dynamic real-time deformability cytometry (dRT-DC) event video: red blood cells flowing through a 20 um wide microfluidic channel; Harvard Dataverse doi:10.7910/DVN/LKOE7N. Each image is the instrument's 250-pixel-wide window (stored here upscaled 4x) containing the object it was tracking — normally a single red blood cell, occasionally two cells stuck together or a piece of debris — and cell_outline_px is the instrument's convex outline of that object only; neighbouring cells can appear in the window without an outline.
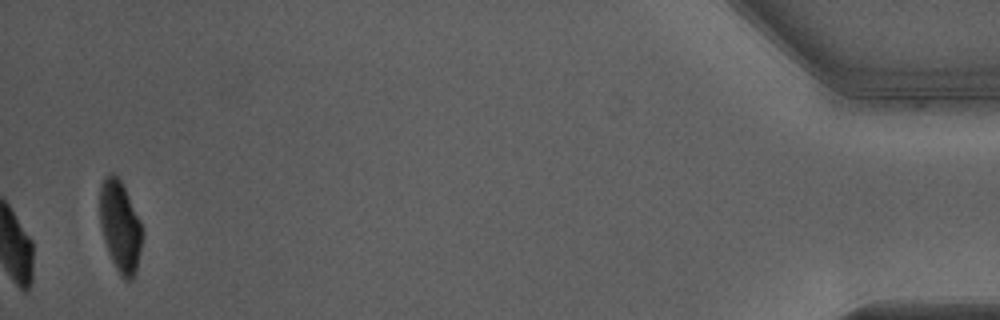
{"species": "Egyptian fruit bat (a non-hibernating species)", "species_latin": "Rousettus aegyptiacus", "temperature_condition": "warm", "stored_images_in_passage": 52, "camera_frame_rate_fps": 3000, "um_per_image_px": 0.085, "animal": {"sex": "male"}, "frame": {"image": 1, "passage_image": 52, "time_ms": 17.0, "image_size_px": [1000, 320], "cell_outline_px": [[140, 248], [136, 268], [132, 280], [124, 280], [120, 276], [108, 252], [104, 240], [100, 224], [100, 184], [112, 172], [120, 180], [124, 188], [140, 224]], "centroid_in_image_um": [10.16, 19.27], "position_along_channel_um": 425.0, "area_um2": 21.56}, "authors_computed_cell_mechanics": {"area_um2": 24.3627, "velocity_mm_per_s": 3.8063, "shape_relaxation_time_tau1_ms": 2.2128, "shape_relaxation_time_tau2_ms": null, "deformation_change_tau1": 0.1726, "deformation_change_tau2": null}}